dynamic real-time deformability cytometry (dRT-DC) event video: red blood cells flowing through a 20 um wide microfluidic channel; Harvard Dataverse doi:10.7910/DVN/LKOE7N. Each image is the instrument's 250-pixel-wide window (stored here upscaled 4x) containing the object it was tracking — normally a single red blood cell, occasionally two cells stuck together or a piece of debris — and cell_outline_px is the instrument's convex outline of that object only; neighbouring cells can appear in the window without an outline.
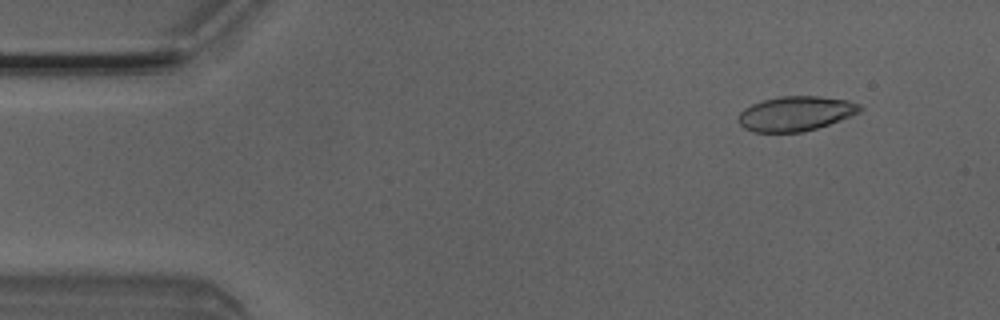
{"species": "Egyptian fruit bat (a non-hibernating species)", "species_latin": "Rousettus aegyptiacus", "temperature_condition": "room temperature", "stored_images_in_passage": 7, "camera_frame_rate_fps": 3000, "um_per_image_px": 0.085, "animal": {"sex": "male"}, "frame": {"image": 1, "passage_image": 2, "time_ms": 0.333, "image_size_px": [1000, 320], "cell_outline_px": [[864, 108], [860, 112], [828, 124], [804, 132], [752, 132], [744, 128], [736, 120], [740, 112], [744, 108], [752, 104], [764, 100], [780, 96], [820, 96], [848, 100], [860, 104]], "centroid_in_image_um": [67.61, 9.65], "position_along_channel_um": 17.4, "area_um2": 24.62}}